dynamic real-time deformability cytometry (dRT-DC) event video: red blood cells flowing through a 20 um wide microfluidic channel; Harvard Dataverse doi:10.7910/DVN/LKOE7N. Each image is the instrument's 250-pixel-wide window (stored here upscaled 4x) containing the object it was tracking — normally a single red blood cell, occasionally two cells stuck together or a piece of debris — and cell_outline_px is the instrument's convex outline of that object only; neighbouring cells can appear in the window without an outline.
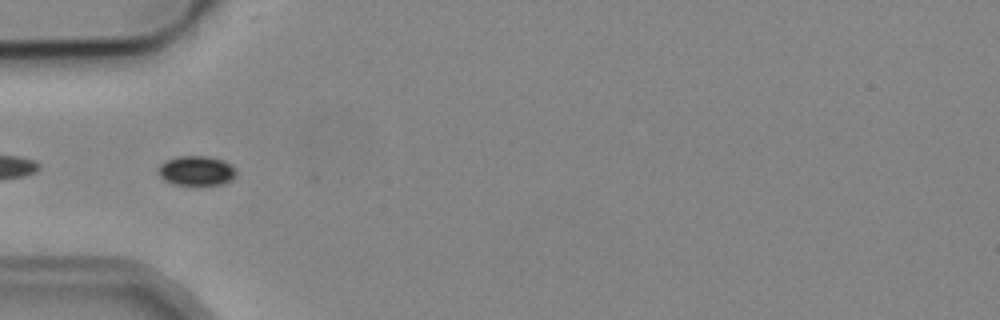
{"species": "common noctule bat (a hibernating species)", "species_latin": "Nyctalus noctula", "temperature_condition": "cold", "stored_images_in_passage": 8, "camera_frame_rate_fps": 3000, "um_per_image_px": 0.085, "animal": {"sex": "male", "body_mass_g": 19.2, "forearm_length_mm": 51.8}, "frame": {"image": 1, "passage_image": 5, "time_ms": 4.667, "image_size_px": [1000, 320], "cell_outline_px": [[236, 176], [232, 180], [224, 184], [172, 184], [164, 180], [160, 176], [156, 168], [160, 164], [176, 156], [208, 156], [224, 160], [236, 168]], "centroid_in_image_um": [16.71, 14.5], "position_along_channel_um": 68.3, "area_um2": 13.58}}
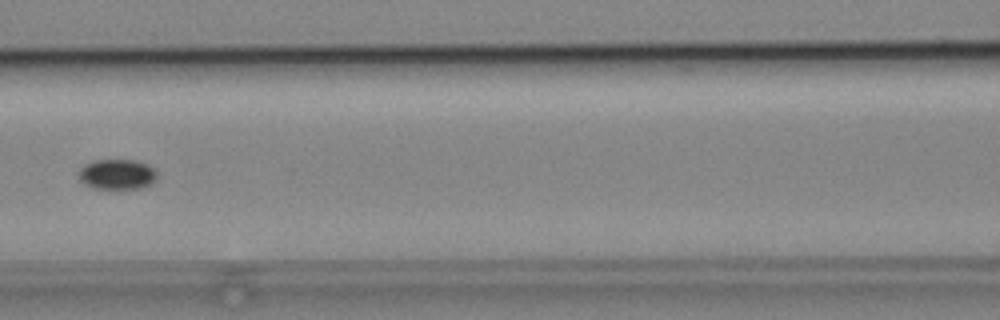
{"frame": {"image": 2, "passage_image": 7, "time_ms": 7.0, "image_size_px": [1000, 320], "cell_outline_px": [[156, 180], [152, 184], [140, 188], [92, 188], [84, 184], [80, 180], [80, 168], [84, 164], [92, 160], [136, 160], [148, 164], [156, 172]], "centroid_in_image_um": [9.95, 14.81], "position_along_channel_um": 156.6, "area_um2": 13.81}}
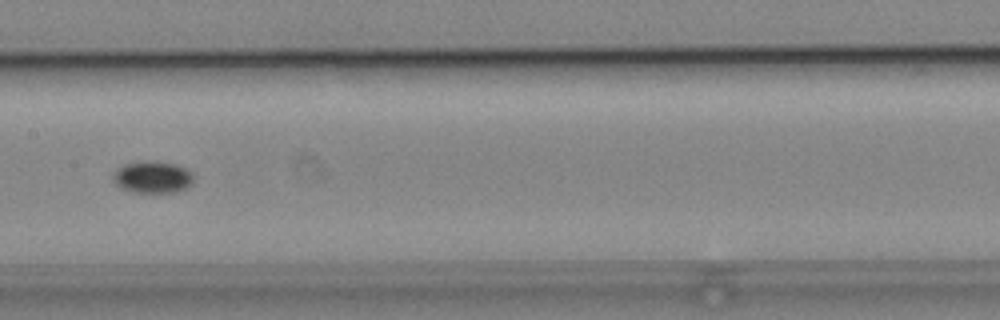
{"frame": {"image": 3, "passage_image": 8, "time_ms": 8.0, "image_size_px": [1000, 320], "cell_outline_px": [[192, 184], [176, 192], [132, 192], [120, 188], [112, 180], [112, 172], [116, 168], [124, 164], [148, 160], [176, 164], [192, 172]], "centroid_in_image_um": [12.91, 15.05], "position_along_channel_um": 194.5, "area_um2": 15.09}}